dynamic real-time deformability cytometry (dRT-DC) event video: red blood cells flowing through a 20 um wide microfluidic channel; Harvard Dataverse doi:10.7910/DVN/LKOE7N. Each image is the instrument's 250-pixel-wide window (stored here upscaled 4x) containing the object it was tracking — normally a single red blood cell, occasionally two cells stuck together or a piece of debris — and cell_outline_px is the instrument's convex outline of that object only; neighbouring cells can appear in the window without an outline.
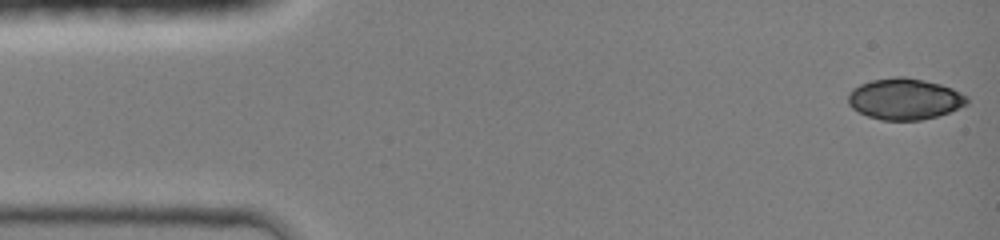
{"species": "common noctule bat (a hibernating species)", "species_latin": "Nyctalus noctula", "temperature_condition": "room temperature", "stored_images_in_passage": 44, "camera_frame_rate_fps": 3000, "um_per_image_px": 0.085, "animal": {"sex": "female", "body_mass_g": 19.0, "forearm_length_mm": 51.5}, "frame": {"image": 1, "passage_image": 1, "time_ms": 0.0, "image_size_px": [1000, 240], "cell_outline_px": [[968, 104], [948, 112], [936, 116], [920, 120], [880, 120], [868, 116], [852, 108], [848, 104], [848, 96], [852, 88], [860, 84], [872, 80], [896, 76], [904, 76], [924, 80], [940, 84], [952, 88], [968, 96]], "centroid_in_image_um": [76.89, 8.4], "position_along_channel_um": 8.1, "area_um2": 28.55}}
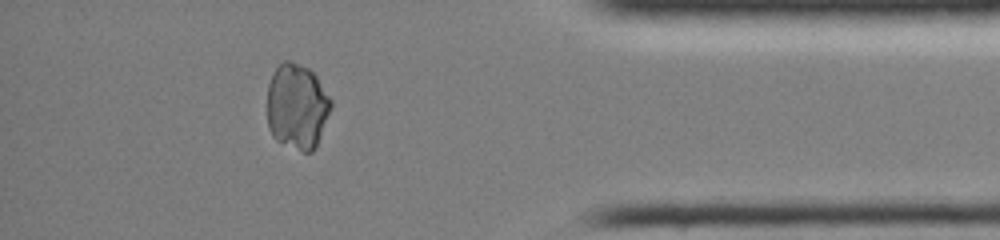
{"frame": {"image": 2, "passage_image": 39, "time_ms": 12.667, "image_size_px": [1000, 240], "cell_outline_px": [[332, 108], [316, 148], [312, 152], [304, 152], [276, 140], [272, 136], [268, 128], [268, 84], [272, 72], [284, 60], [292, 60], [308, 68], [316, 76], [332, 100]], "centroid_in_image_um": [25.26, 9.04], "position_along_channel_um": 409.9, "area_um2": 32.08}}